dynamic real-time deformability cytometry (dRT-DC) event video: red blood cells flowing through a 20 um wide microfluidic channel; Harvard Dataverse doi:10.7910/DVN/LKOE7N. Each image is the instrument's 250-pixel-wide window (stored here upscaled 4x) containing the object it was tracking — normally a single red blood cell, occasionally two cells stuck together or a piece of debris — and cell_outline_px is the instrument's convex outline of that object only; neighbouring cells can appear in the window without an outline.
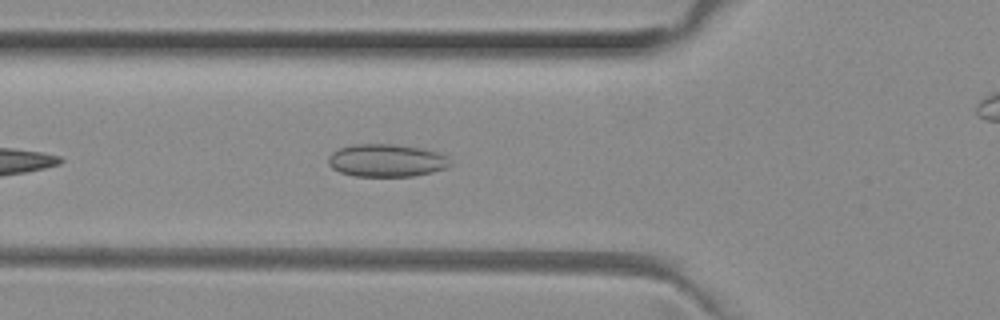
{"species": "common noctule bat (a hibernating species)", "species_latin": "Nyctalus noctula", "temperature_condition": "room temperature", "stored_images_in_passage": 40, "camera_frame_rate_fps": 3000, "um_per_image_px": 0.085, "animal": {"sex": "female", "body_mass_g": 29.2, "forearm_length_mm": 56.3}, "frame": {"image": 1, "passage_image": 6, "time_ms": 1.667, "image_size_px": [1000, 320], "cell_outline_px": [[452, 164], [448, 168], [432, 172], [412, 176], [356, 176], [340, 172], [332, 168], [328, 164], [328, 156], [332, 152], [340, 148], [356, 144], [392, 144], [424, 148], [448, 156]], "centroid_in_image_um": [32.88, 13.64], "position_along_channel_um": 92.9, "area_um2": 23.35}}
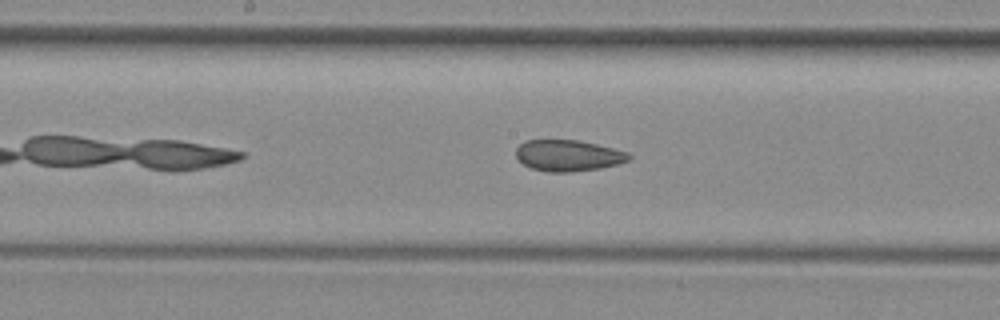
{"frame": {"image": 2, "passage_image": 14, "time_ms": 4.333, "image_size_px": [1000, 320], "cell_outline_px": [[632, 156], [628, 160], [616, 164], [600, 168], [568, 172], [548, 172], [528, 168], [516, 156], [516, 148], [520, 144], [528, 140], [576, 140], [596, 144], [628, 152]], "centroid_in_image_um": [48.27, 13.22], "position_along_channel_um": 199.9, "area_um2": 20.4}}
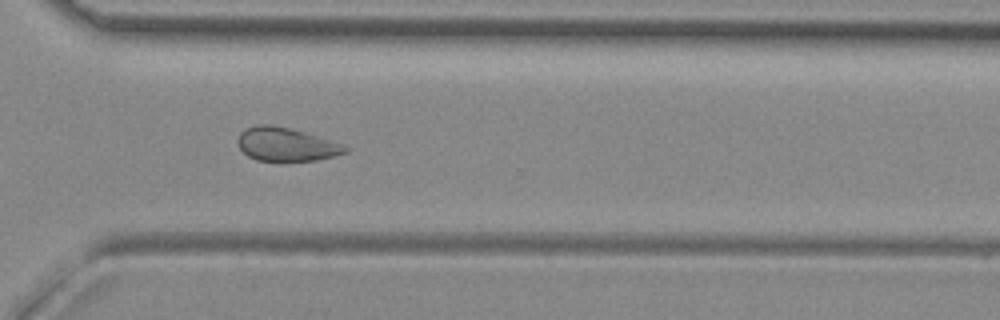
{"frame": {"image": 3, "passage_image": 25, "time_ms": 8.0, "image_size_px": [1000, 320], "cell_outline_px": [[352, 148], [348, 152], [336, 156], [316, 160], [256, 160], [248, 156], [236, 144], [236, 140], [240, 132], [244, 128], [256, 124], [272, 124], [304, 132]], "centroid_in_image_um": [24.28, 12.26], "position_along_channel_um": 346.3, "area_um2": 20.92}, "authors_computed_cell_mechanics": {"area_um2": 21.9351, "velocity_mm_per_s": 4.009, "shape_relaxation_time_tau1_ms": null, "shape_relaxation_time_tau2_ms": 2.347, "deformation_change_tau1": null, "deformation_change_tau2": 0.082}}